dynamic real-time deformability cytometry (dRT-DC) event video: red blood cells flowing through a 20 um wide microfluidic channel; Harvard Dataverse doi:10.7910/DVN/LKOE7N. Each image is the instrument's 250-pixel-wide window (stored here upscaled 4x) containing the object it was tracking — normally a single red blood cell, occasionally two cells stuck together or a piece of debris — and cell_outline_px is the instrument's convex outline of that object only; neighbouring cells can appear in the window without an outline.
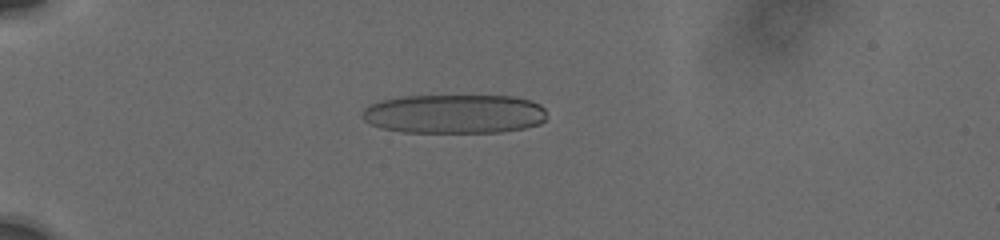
{"species": "human", "species_latin": "Homo sapiens", "temperature_condition": "cold", "stored_images_in_passage": 62, "camera_frame_rate_fps": 3000, "um_per_image_px": 0.085, "donor": {"sex": "male"}, "frame": {"image": 1, "passage_image": 24, "time_ms": 5.333, "image_size_px": [1000, 240], "cell_outline_px": [[544, 120], [540, 124], [524, 128], [500, 132], [404, 132], [384, 128], [372, 124], [364, 120], [364, 108], [380, 100], [400, 96], [512, 96], [528, 100], [540, 104], [544, 108]], "centroid_in_image_um": [38.63, 9.68], "position_along_channel_um": 46.4, "area_um2": 41.85}}
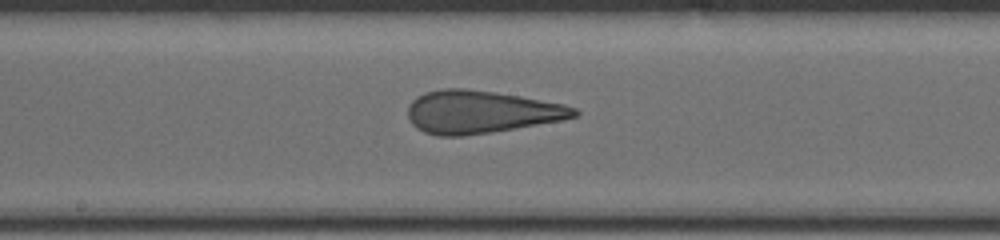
{"frame": {"image": 2, "passage_image": 38, "time_ms": 10.667, "image_size_px": [1000, 240], "cell_outline_px": [[580, 112], [576, 116], [560, 120], [492, 132], [464, 136], [436, 136], [424, 132], [416, 128], [412, 124], [408, 116], [408, 104], [416, 96], [424, 92], [440, 88], [464, 88], [520, 96], [564, 104], [576, 108]], "centroid_in_image_um": [40.81, 9.51], "position_along_channel_um": 207.4, "area_um2": 41.44}}
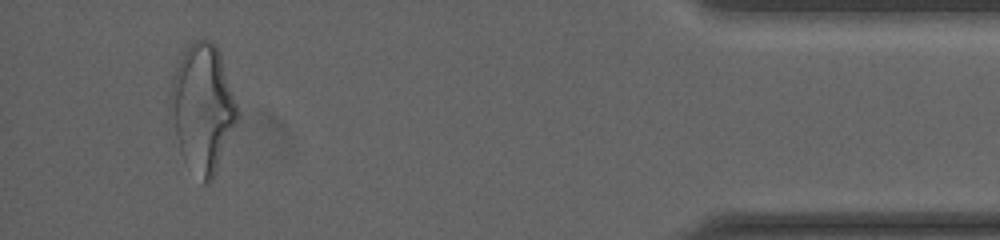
{"frame": {"image": 3, "passage_image": 59, "time_ms": 17.667, "image_size_px": [1000, 240], "cell_outline_px": [[240, 112], [216, 172], [212, 180], [208, 184], [204, 184], [180, 152], [168, 96], [176, 68], [188, 44], [196, 40], [204, 40], [216, 44], [220, 52]], "centroid_in_image_um": [17.24, 9.16], "position_along_channel_um": 418.0, "area_um2": 48.96}, "authors_computed_cell_mechanics": {"area_um2": 42.4252, "velocity_mm_per_s": 3.7675, "shape_relaxation_time_tau1_ms": 9.851, "shape_relaxation_time_tau2_ms": 1.0267, "deformation_change_tau1": 0.2495, "deformation_change_tau2": 0.0879}}